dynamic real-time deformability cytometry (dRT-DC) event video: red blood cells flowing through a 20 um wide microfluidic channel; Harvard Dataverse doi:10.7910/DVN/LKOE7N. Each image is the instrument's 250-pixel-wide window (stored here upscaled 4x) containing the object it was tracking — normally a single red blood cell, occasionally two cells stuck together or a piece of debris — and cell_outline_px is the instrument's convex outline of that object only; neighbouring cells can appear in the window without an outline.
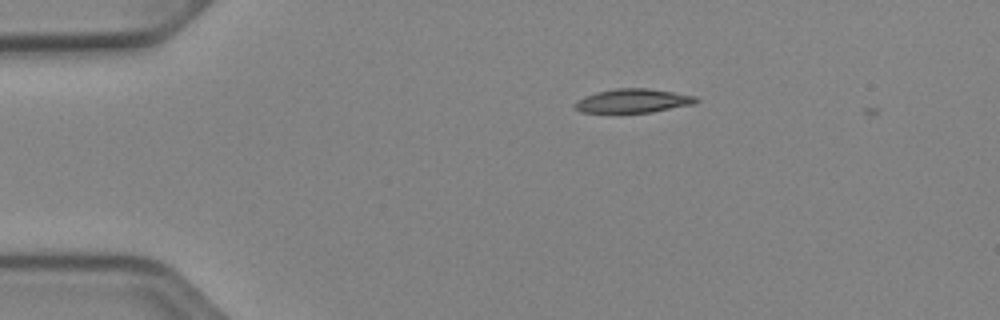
{"species": "Egyptian fruit bat (a non-hibernating species)", "species_latin": "Rousettus aegyptiacus", "temperature_condition": "cold", "stored_images_in_passage": 3, "camera_frame_rate_fps": 3000, "um_per_image_px": 0.085, "animal": {"sex": "female"}, "frame": {"image": 1, "passage_image": 2, "time_ms": 0.333, "image_size_px": [1000, 320], "cell_outline_px": [[700, 100], [692, 104], [652, 112], [580, 112], [576, 108], [576, 100], [584, 96], [596, 92], [616, 88], [648, 88], [696, 96]], "centroid_in_image_um": [53.8, 8.56], "position_along_channel_um": 31.2, "area_um2": 16.65}}